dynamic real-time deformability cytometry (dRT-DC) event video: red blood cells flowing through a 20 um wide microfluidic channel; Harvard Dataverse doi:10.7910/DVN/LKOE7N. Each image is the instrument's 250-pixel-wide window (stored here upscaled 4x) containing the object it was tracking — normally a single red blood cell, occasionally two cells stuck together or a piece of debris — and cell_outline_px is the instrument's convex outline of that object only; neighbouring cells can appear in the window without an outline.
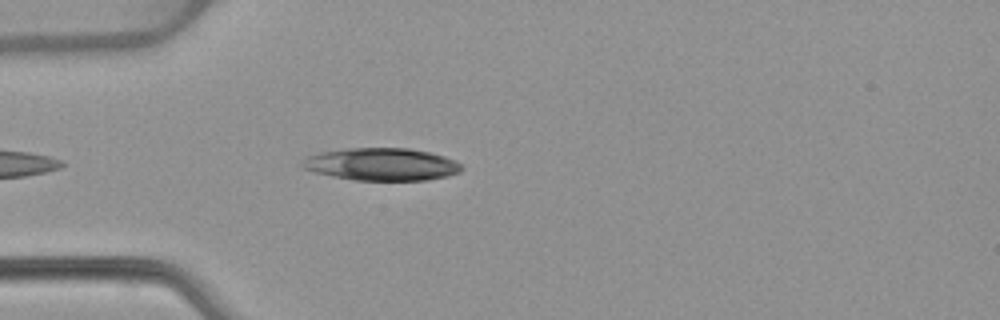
{"species": "common noctule bat (a hibernating species)", "species_latin": "Nyctalus noctula", "temperature_condition": "warm", "stored_images_in_passage": 27, "camera_frame_rate_fps": 3000, "um_per_image_px": 0.085, "animal": {"sex": "female", "body_mass_g": 22.7, "forearm_length_mm": 54.2}, "frame": {"image": 1, "passage_image": 4, "time_ms": 1.0, "image_size_px": [1000, 320], "cell_outline_px": [[464, 168], [460, 172], [448, 176], [428, 180], [356, 180], [332, 176], [316, 172], [304, 168], [300, 164], [304, 156], [320, 152], [344, 148], [408, 148], [428, 152], [444, 156], [456, 160]], "centroid_in_image_um": [32.43, 13.96], "position_along_channel_um": 52.6, "area_um2": 30.35}}
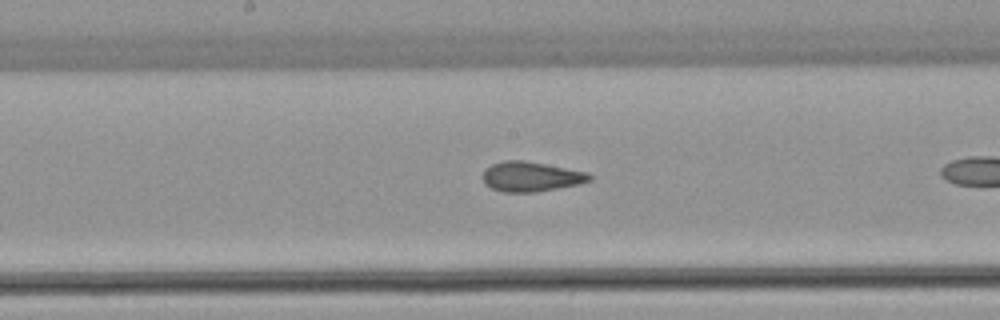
{"frame": {"image": 2, "passage_image": 13, "time_ms": 4.0, "image_size_px": [1000, 320], "cell_outline_px": [[592, 180], [580, 184], [536, 192], [504, 192], [492, 188], [484, 184], [484, 172], [492, 164], [504, 160], [524, 160], [588, 172], [592, 176]], "centroid_in_image_um": [45.17, 15.01], "position_along_channel_um": 203.0, "area_um2": 18.5}}
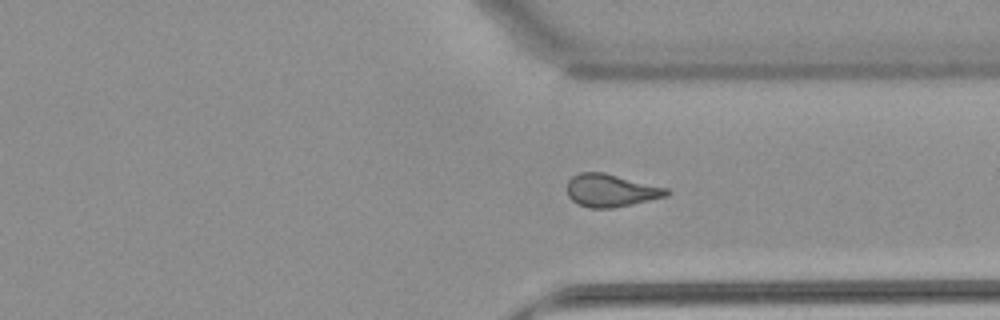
{"frame": {"image": 3, "passage_image": 25, "time_ms": 8.0, "image_size_px": [1000, 320], "cell_outline_px": [[672, 192], [668, 196], [632, 204], [612, 208], [588, 208], [576, 204], [568, 196], [568, 180], [572, 176], [580, 172], [604, 172], [668, 188]], "centroid_in_image_um": [51.94, 16.19], "position_along_channel_um": 359.5, "area_um2": 19.13}}